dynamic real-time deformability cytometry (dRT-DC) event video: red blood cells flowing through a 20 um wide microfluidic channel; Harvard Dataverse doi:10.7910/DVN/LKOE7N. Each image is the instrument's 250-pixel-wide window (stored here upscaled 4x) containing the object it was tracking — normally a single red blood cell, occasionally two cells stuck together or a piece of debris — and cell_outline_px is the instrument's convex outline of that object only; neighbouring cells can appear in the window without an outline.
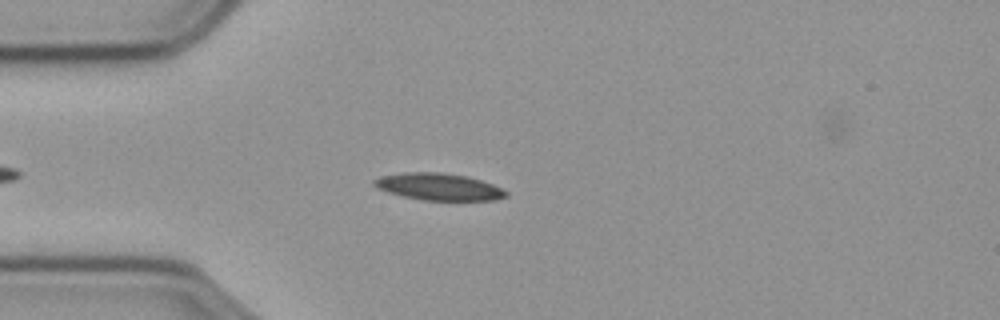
{"species": "common noctule bat (a hibernating species)", "species_latin": "Nyctalus noctula", "temperature_condition": "cold", "stored_images_in_passage": 43, "camera_frame_rate_fps": 3000, "um_per_image_px": 0.085, "animal": {"sex": "male", "body_mass_g": 23.1, "forearm_length_mm": 52.7}, "frame": {"image": 1, "passage_image": 8, "time_ms": 2.333, "image_size_px": [1000, 320], "cell_outline_px": [[508, 196], [492, 200], [424, 200], [404, 196], [388, 192], [376, 188], [372, 184], [372, 180], [380, 176], [404, 172], [440, 172], [468, 176], [492, 184], [508, 192]], "centroid_in_image_um": [37.26, 15.86], "position_along_channel_um": 47.7, "area_um2": 20.69}}
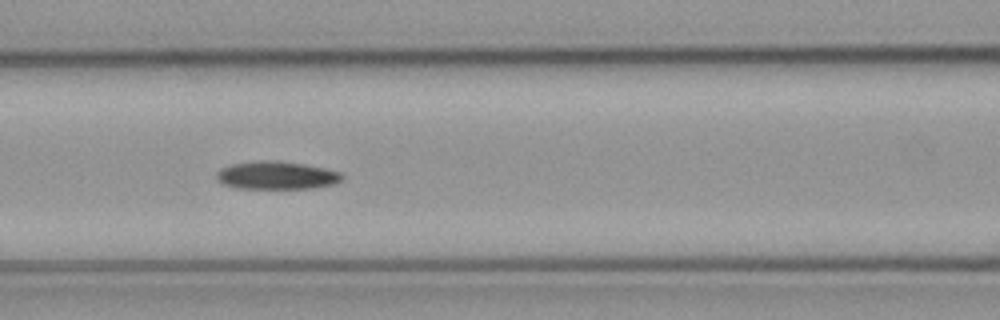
{"frame": {"image": 2, "passage_image": 17, "time_ms": 5.333, "image_size_px": [1000, 320], "cell_outline_px": [[344, 180], [332, 184], [312, 188], [236, 188], [220, 184], [216, 176], [216, 172], [232, 164], [260, 160], [276, 160], [304, 164], [324, 168], [340, 172], [344, 176]], "centroid_in_image_um": [23.51, 14.9], "position_along_channel_um": 143.1, "area_um2": 20.46}}
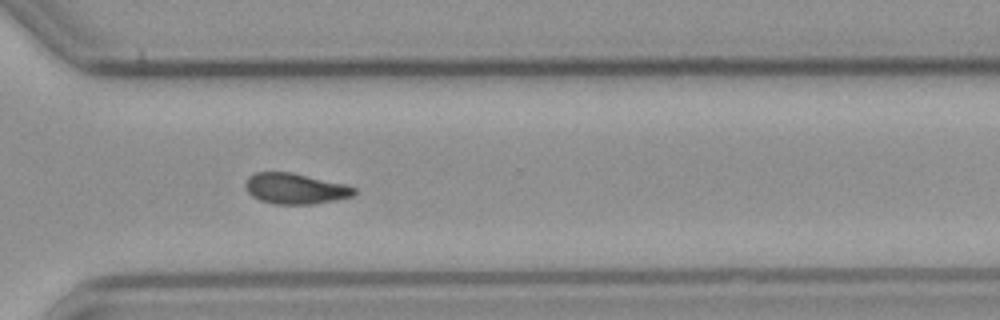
{"frame": {"image": 3, "passage_image": 34, "time_ms": 11.0, "image_size_px": [1000, 320], "cell_outline_px": [[356, 192], [352, 196], [336, 200], [316, 204], [276, 204], [260, 200], [252, 196], [248, 192], [244, 184], [248, 176], [256, 172], [292, 172], [344, 184], [356, 188]], "centroid_in_image_um": [25.08, 16.03], "position_along_channel_um": 345.5, "area_um2": 19.48}}